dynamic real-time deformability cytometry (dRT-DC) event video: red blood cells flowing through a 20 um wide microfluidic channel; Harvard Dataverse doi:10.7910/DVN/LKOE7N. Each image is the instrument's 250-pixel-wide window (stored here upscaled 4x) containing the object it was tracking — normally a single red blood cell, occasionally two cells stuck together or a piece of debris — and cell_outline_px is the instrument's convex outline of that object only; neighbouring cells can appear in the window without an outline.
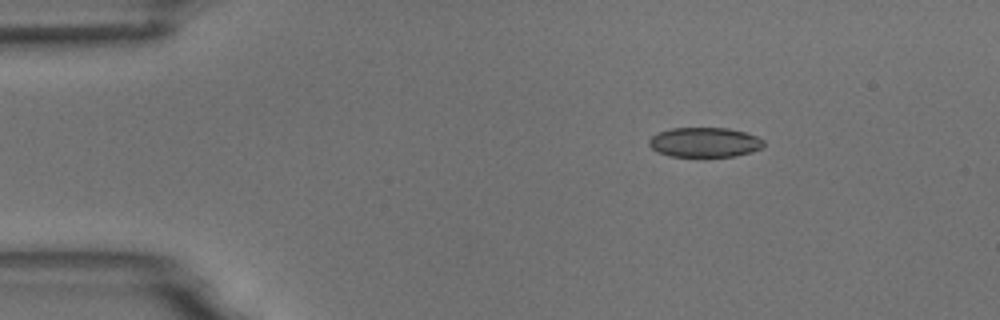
{"species": "common noctule bat (a hibernating species)", "species_latin": "Nyctalus noctula", "temperature_condition": "room temperature", "stored_images_in_passage": 4, "segment_of_instrument_passage": [1, 2], "camera_frame_rate_fps": 3000, "um_per_image_px": 0.085, "animal": {"sex": "male", "body_mass_g": 18.8}, "frame": {"image": 1, "passage_image": 1, "time_ms": 0.0, "image_size_px": [1000, 320], "cell_outline_px": [[764, 148], [752, 152], [736, 156], [704, 160], [672, 156], [656, 152], [648, 144], [648, 140], [652, 136], [660, 132], [672, 128], [728, 128], [744, 132], [756, 136], [764, 140]], "centroid_in_image_um": [59.91, 12.15], "position_along_channel_um": 25.1, "area_um2": 20.81}}